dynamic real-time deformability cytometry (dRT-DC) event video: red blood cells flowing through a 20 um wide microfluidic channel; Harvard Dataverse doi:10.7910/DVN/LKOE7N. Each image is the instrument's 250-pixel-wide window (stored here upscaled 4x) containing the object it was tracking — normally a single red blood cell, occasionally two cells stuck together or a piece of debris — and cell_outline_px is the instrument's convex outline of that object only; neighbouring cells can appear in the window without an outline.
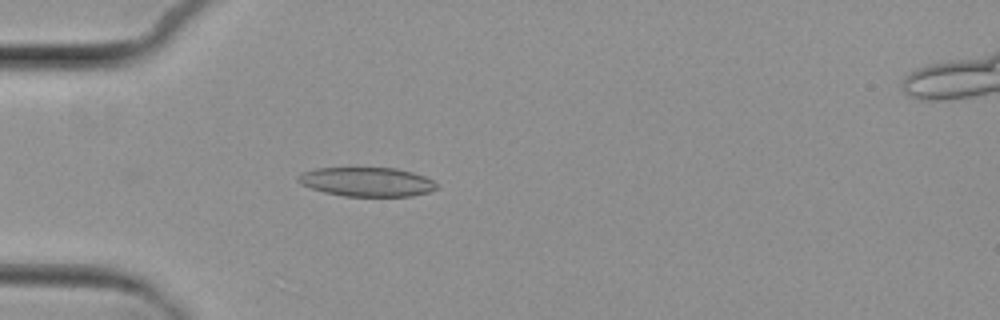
{"species": "common noctule bat (a hibernating species)", "species_latin": "Nyctalus noctula", "temperature_condition": "cold", "stored_images_in_passage": 4, "camera_frame_rate_fps": 3000, "um_per_image_px": 0.085, "animal": {"sex": "female", "body_mass_g": 29.2, "forearm_length_mm": 56.3}, "frame": {"image": 1, "passage_image": 4, "time_ms": 3.667, "image_size_px": [1000, 320], "cell_outline_px": [[440, 188], [428, 192], [412, 196], [344, 196], [324, 192], [300, 184], [296, 180], [296, 176], [304, 172], [316, 168], [396, 168], [412, 172], [424, 176], [432, 180]], "centroid_in_image_um": [31.18, 15.46], "position_along_channel_um": 53.8, "area_um2": 23.52}}